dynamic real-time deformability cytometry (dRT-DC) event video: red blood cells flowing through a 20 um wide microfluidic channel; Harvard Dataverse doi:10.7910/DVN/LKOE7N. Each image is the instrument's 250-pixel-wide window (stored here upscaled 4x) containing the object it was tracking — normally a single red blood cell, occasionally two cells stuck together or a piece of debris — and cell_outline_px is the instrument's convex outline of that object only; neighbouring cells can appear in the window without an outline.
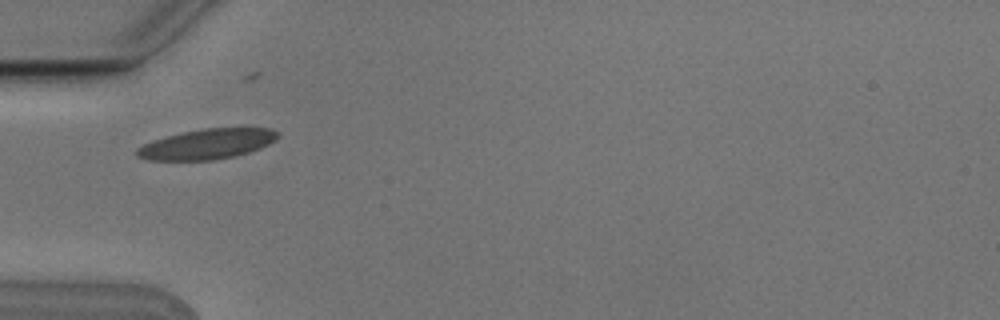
{"species": "Egyptian fruit bat (a non-hibernating species)", "species_latin": "Rousettus aegyptiacus", "temperature_condition": "cold", "stored_images_in_passage": 2, "camera_frame_rate_fps": 3000, "um_per_image_px": 0.085, "animal": {"sex": "male"}, "frame": {"image": 1, "passage_image": 1, "time_ms": 0.0, "image_size_px": [1000, 320], "cell_outline_px": [[280, 136], [276, 140], [260, 148], [248, 152], [232, 156], [212, 160], [148, 160], [136, 156], [136, 148], [152, 140], [184, 132], [204, 128], [272, 128], [280, 132]], "centroid_in_image_um": [17.62, 12.24], "position_along_channel_um": 67.4, "area_um2": 24.68}}